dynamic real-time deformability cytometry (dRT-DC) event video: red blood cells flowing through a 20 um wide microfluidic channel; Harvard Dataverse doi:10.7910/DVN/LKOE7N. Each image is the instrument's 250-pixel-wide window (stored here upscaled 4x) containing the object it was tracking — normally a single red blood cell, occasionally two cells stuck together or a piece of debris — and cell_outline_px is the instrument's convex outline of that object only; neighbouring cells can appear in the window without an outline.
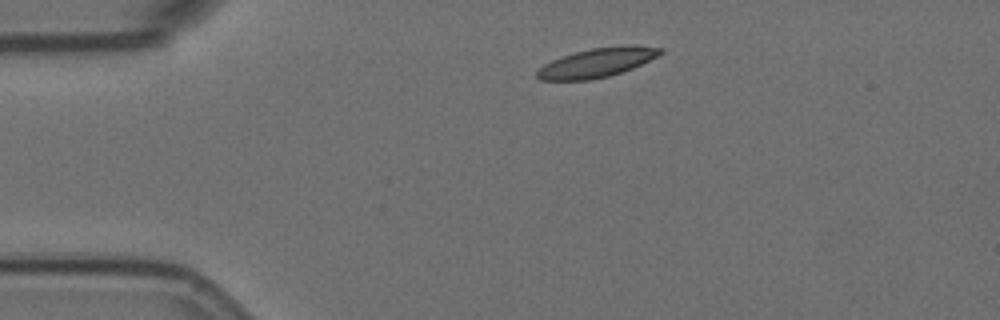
{"species": "Egyptian fruit bat (a non-hibernating species)", "species_latin": "Rousettus aegyptiacus", "temperature_condition": "room temperature", "stored_images_in_passage": 47, "camera_frame_rate_fps": 3000, "um_per_image_px": 0.085, "animal": {"sex": "female"}, "frame": {"image": 1, "passage_image": 1, "time_ms": 0.0, "image_size_px": [1000, 320], "cell_outline_px": [[664, 52], [632, 68], [608, 76], [592, 80], [540, 80], [536, 76], [536, 72], [544, 64], [552, 60], [576, 52], [592, 48], [620, 44], [632, 44], [664, 48]], "centroid_in_image_um": [50.77, 5.3], "position_along_channel_um": 34.2, "area_um2": 20.92}}
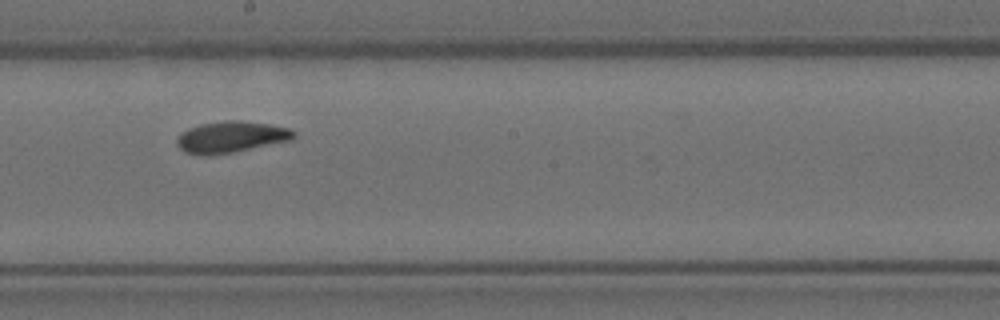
{"frame": {"image": 2, "passage_image": 21, "time_ms": 6.667, "image_size_px": [1000, 320], "cell_outline_px": [[296, 136], [292, 140], [232, 152], [208, 156], [200, 156], [184, 152], [176, 144], [176, 140], [188, 128], [200, 124], [228, 120], [244, 120], [272, 124], [288, 128], [296, 132]], "centroid_in_image_um": [19.65, 11.64], "position_along_channel_um": 228.5, "area_um2": 21.5}}
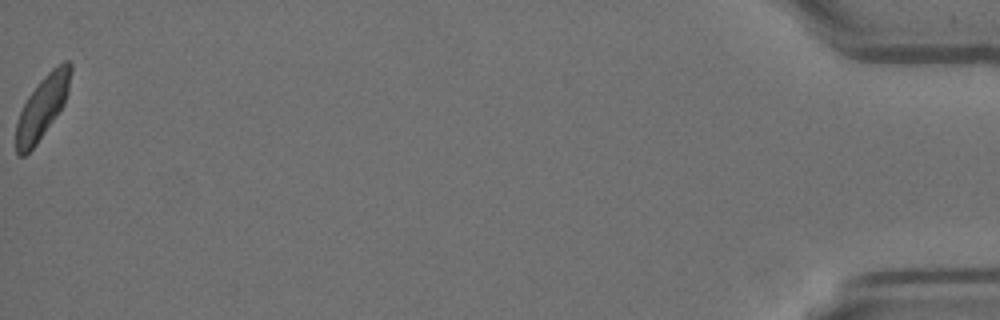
{"frame": {"image": 3, "passage_image": 47, "time_ms": 15.333, "image_size_px": [1000, 320], "cell_outline_px": [[72, 72], [68, 92], [64, 104], [56, 116], [36, 144], [24, 156], [20, 156], [16, 152], [16, 124], [20, 112], [28, 96], [40, 80], [52, 68], [64, 60], [68, 60], [72, 64]], "centroid_in_image_um": [3.62, 9.07], "position_along_channel_um": 431.6, "area_um2": 19.77}, "authors_computed_cell_mechanics": {"area_um2": 20.7502, "velocity_mm_per_s": 3.5149, "shape_relaxation_time_tau1_ms": 4.2781, "shape_relaxation_time_tau2_ms": 5.5578, "deformation_change_tau1": 0.1292, "deformation_change_tau2": 0.1176}}